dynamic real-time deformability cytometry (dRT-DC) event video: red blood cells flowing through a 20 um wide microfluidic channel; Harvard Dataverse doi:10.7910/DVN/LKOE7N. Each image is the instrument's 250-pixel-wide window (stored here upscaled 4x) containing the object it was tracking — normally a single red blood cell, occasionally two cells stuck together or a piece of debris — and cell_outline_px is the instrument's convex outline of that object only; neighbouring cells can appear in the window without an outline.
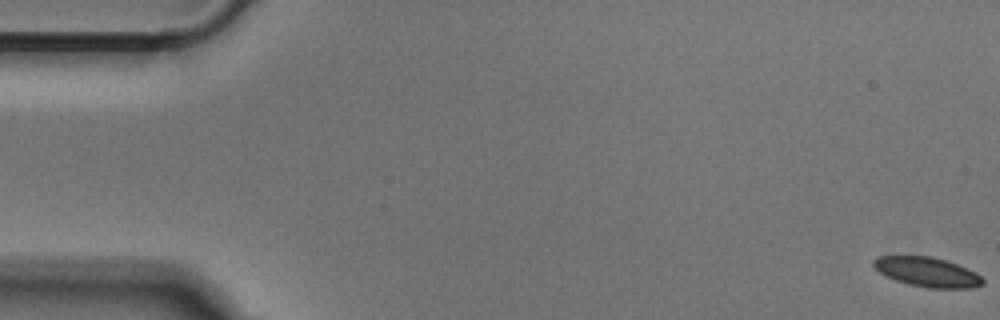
{"species": "Egyptian fruit bat (a non-hibernating species)", "species_latin": "Rousettus aegyptiacus", "temperature_condition": "cold", "stored_images_in_passage": 9, "camera_frame_rate_fps": 3000, "um_per_image_px": 0.085, "animal": {"sex": "male"}, "frame": {"image": 1, "passage_image": 1, "time_ms": 0.0, "image_size_px": [1000, 320], "cell_outline_px": [[984, 284], [972, 288], [928, 288], [908, 284], [896, 280], [880, 272], [872, 264], [872, 260], [876, 256], [932, 256], [956, 264], [976, 272], [984, 280]], "centroid_in_image_um": [78.82, 23.12], "position_along_channel_um": 6.2, "area_um2": 18.73}}